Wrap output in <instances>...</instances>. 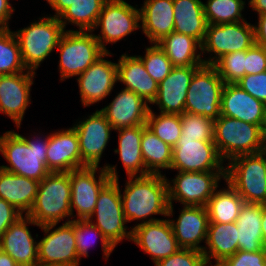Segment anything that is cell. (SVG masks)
Masks as SVG:
<instances>
[{"instance_id":"cell-1","label":"cell","mask_w":266,"mask_h":266,"mask_svg":"<svg viewBox=\"0 0 266 266\" xmlns=\"http://www.w3.org/2000/svg\"><path fill=\"white\" fill-rule=\"evenodd\" d=\"M125 184L121 200L127 222L142 220L138 224L151 223L162 220L148 219L152 215L168 216V183L165 174L130 176Z\"/></svg>"},{"instance_id":"cell-2","label":"cell","mask_w":266,"mask_h":266,"mask_svg":"<svg viewBox=\"0 0 266 266\" xmlns=\"http://www.w3.org/2000/svg\"><path fill=\"white\" fill-rule=\"evenodd\" d=\"M39 136L27 139L14 130L3 133L0 136V152L10 166L2 165L0 168L38 182L42 181L50 173L47 168L49 134L43 138Z\"/></svg>"},{"instance_id":"cell-3","label":"cell","mask_w":266,"mask_h":266,"mask_svg":"<svg viewBox=\"0 0 266 266\" xmlns=\"http://www.w3.org/2000/svg\"><path fill=\"white\" fill-rule=\"evenodd\" d=\"M70 172H50L39 182L32 208L27 216L37 225L59 223L72 219Z\"/></svg>"},{"instance_id":"cell-4","label":"cell","mask_w":266,"mask_h":266,"mask_svg":"<svg viewBox=\"0 0 266 266\" xmlns=\"http://www.w3.org/2000/svg\"><path fill=\"white\" fill-rule=\"evenodd\" d=\"M213 142L222 160L228 162L240 155L256 154L266 150V139L259 125L224 115H220L214 121Z\"/></svg>"},{"instance_id":"cell-5","label":"cell","mask_w":266,"mask_h":266,"mask_svg":"<svg viewBox=\"0 0 266 266\" xmlns=\"http://www.w3.org/2000/svg\"><path fill=\"white\" fill-rule=\"evenodd\" d=\"M65 32L58 18L45 16L18 31H13L21 51L22 61L28 71L34 72L58 47Z\"/></svg>"},{"instance_id":"cell-6","label":"cell","mask_w":266,"mask_h":266,"mask_svg":"<svg viewBox=\"0 0 266 266\" xmlns=\"http://www.w3.org/2000/svg\"><path fill=\"white\" fill-rule=\"evenodd\" d=\"M225 167V180L245 203L266 204V150L237 156Z\"/></svg>"},{"instance_id":"cell-7","label":"cell","mask_w":266,"mask_h":266,"mask_svg":"<svg viewBox=\"0 0 266 266\" xmlns=\"http://www.w3.org/2000/svg\"><path fill=\"white\" fill-rule=\"evenodd\" d=\"M57 49L61 81L79 76L105 53L92 31L74 29L65 30Z\"/></svg>"},{"instance_id":"cell-8","label":"cell","mask_w":266,"mask_h":266,"mask_svg":"<svg viewBox=\"0 0 266 266\" xmlns=\"http://www.w3.org/2000/svg\"><path fill=\"white\" fill-rule=\"evenodd\" d=\"M100 168L98 171V166H86L70 171L72 218L77 216V220H88L94 212L101 189L110 180L119 178L116 165L106 164ZM97 171L100 173L98 180ZM73 209L77 215H73Z\"/></svg>"},{"instance_id":"cell-9","label":"cell","mask_w":266,"mask_h":266,"mask_svg":"<svg viewBox=\"0 0 266 266\" xmlns=\"http://www.w3.org/2000/svg\"><path fill=\"white\" fill-rule=\"evenodd\" d=\"M225 83L212 64L201 65L188 87L185 112L216 120L221 115V94Z\"/></svg>"},{"instance_id":"cell-10","label":"cell","mask_w":266,"mask_h":266,"mask_svg":"<svg viewBox=\"0 0 266 266\" xmlns=\"http://www.w3.org/2000/svg\"><path fill=\"white\" fill-rule=\"evenodd\" d=\"M119 178L110 180L100 191L92 216L88 219L99 228L114 246L123 239L131 241L132 230L127 231V220L123 213ZM96 216V222L93 220ZM94 221V223H93Z\"/></svg>"},{"instance_id":"cell-11","label":"cell","mask_w":266,"mask_h":266,"mask_svg":"<svg viewBox=\"0 0 266 266\" xmlns=\"http://www.w3.org/2000/svg\"><path fill=\"white\" fill-rule=\"evenodd\" d=\"M225 176L226 172H178L173 180L167 179L168 218L173 216V201L182 206H206Z\"/></svg>"},{"instance_id":"cell-12","label":"cell","mask_w":266,"mask_h":266,"mask_svg":"<svg viewBox=\"0 0 266 266\" xmlns=\"http://www.w3.org/2000/svg\"><path fill=\"white\" fill-rule=\"evenodd\" d=\"M254 44V27L247 20L236 23L208 24L201 53L212 54L209 59H204V64H213L223 55L247 50ZM213 53L214 56H212Z\"/></svg>"},{"instance_id":"cell-13","label":"cell","mask_w":266,"mask_h":266,"mask_svg":"<svg viewBox=\"0 0 266 266\" xmlns=\"http://www.w3.org/2000/svg\"><path fill=\"white\" fill-rule=\"evenodd\" d=\"M140 9L124 0H107L101 10L94 27L101 29V34L95 35L101 48L108 52L106 44H115L135 30L141 28Z\"/></svg>"},{"instance_id":"cell-14","label":"cell","mask_w":266,"mask_h":266,"mask_svg":"<svg viewBox=\"0 0 266 266\" xmlns=\"http://www.w3.org/2000/svg\"><path fill=\"white\" fill-rule=\"evenodd\" d=\"M213 141H197L181 135L172 148L170 169L178 172H226Z\"/></svg>"},{"instance_id":"cell-15","label":"cell","mask_w":266,"mask_h":266,"mask_svg":"<svg viewBox=\"0 0 266 266\" xmlns=\"http://www.w3.org/2000/svg\"><path fill=\"white\" fill-rule=\"evenodd\" d=\"M57 223L40 226L46 234L38 242V264L39 265H70L78 266L76 240L73 227V219L70 222L54 229Z\"/></svg>"},{"instance_id":"cell-16","label":"cell","mask_w":266,"mask_h":266,"mask_svg":"<svg viewBox=\"0 0 266 266\" xmlns=\"http://www.w3.org/2000/svg\"><path fill=\"white\" fill-rule=\"evenodd\" d=\"M87 117L73 125L79 138L82 168L99 167L102 154L109 142L110 132L114 129L100 110Z\"/></svg>"},{"instance_id":"cell-17","label":"cell","mask_w":266,"mask_h":266,"mask_svg":"<svg viewBox=\"0 0 266 266\" xmlns=\"http://www.w3.org/2000/svg\"><path fill=\"white\" fill-rule=\"evenodd\" d=\"M111 55L109 51L105 52L76 78L84 107L105 99L118 82L117 63L103 59Z\"/></svg>"},{"instance_id":"cell-18","label":"cell","mask_w":266,"mask_h":266,"mask_svg":"<svg viewBox=\"0 0 266 266\" xmlns=\"http://www.w3.org/2000/svg\"><path fill=\"white\" fill-rule=\"evenodd\" d=\"M131 230V241L149 254L154 264L181 249L173 234L169 219L137 224Z\"/></svg>"},{"instance_id":"cell-19","label":"cell","mask_w":266,"mask_h":266,"mask_svg":"<svg viewBox=\"0 0 266 266\" xmlns=\"http://www.w3.org/2000/svg\"><path fill=\"white\" fill-rule=\"evenodd\" d=\"M36 73L25 71L0 75V113L7 115L20 128L30 102V91Z\"/></svg>"},{"instance_id":"cell-20","label":"cell","mask_w":266,"mask_h":266,"mask_svg":"<svg viewBox=\"0 0 266 266\" xmlns=\"http://www.w3.org/2000/svg\"><path fill=\"white\" fill-rule=\"evenodd\" d=\"M199 67H173L169 75L158 83V92L151 104H156L160 113L178 115L184 113L188 87L195 71Z\"/></svg>"},{"instance_id":"cell-21","label":"cell","mask_w":266,"mask_h":266,"mask_svg":"<svg viewBox=\"0 0 266 266\" xmlns=\"http://www.w3.org/2000/svg\"><path fill=\"white\" fill-rule=\"evenodd\" d=\"M37 225L24 215L2 234L0 249L10 255L19 266H38V242L32 237L28 225Z\"/></svg>"},{"instance_id":"cell-22","label":"cell","mask_w":266,"mask_h":266,"mask_svg":"<svg viewBox=\"0 0 266 266\" xmlns=\"http://www.w3.org/2000/svg\"><path fill=\"white\" fill-rule=\"evenodd\" d=\"M266 105L251 96L236 83L224 85L221 94V115L238 119L262 129L265 123Z\"/></svg>"},{"instance_id":"cell-23","label":"cell","mask_w":266,"mask_h":266,"mask_svg":"<svg viewBox=\"0 0 266 266\" xmlns=\"http://www.w3.org/2000/svg\"><path fill=\"white\" fill-rule=\"evenodd\" d=\"M131 90L122 89L109 105L100 109L114 131L146 124L151 106Z\"/></svg>"},{"instance_id":"cell-24","label":"cell","mask_w":266,"mask_h":266,"mask_svg":"<svg viewBox=\"0 0 266 266\" xmlns=\"http://www.w3.org/2000/svg\"><path fill=\"white\" fill-rule=\"evenodd\" d=\"M47 168L50 172H70L82 168L79 138L73 127L49 134Z\"/></svg>"},{"instance_id":"cell-25","label":"cell","mask_w":266,"mask_h":266,"mask_svg":"<svg viewBox=\"0 0 266 266\" xmlns=\"http://www.w3.org/2000/svg\"><path fill=\"white\" fill-rule=\"evenodd\" d=\"M177 221L169 219L173 234L181 248L203 251L200 243L207 238L209 217L206 206H183Z\"/></svg>"},{"instance_id":"cell-26","label":"cell","mask_w":266,"mask_h":266,"mask_svg":"<svg viewBox=\"0 0 266 266\" xmlns=\"http://www.w3.org/2000/svg\"><path fill=\"white\" fill-rule=\"evenodd\" d=\"M62 23L79 27V31H94L102 7L107 0H46ZM68 21V22H67Z\"/></svg>"},{"instance_id":"cell-27","label":"cell","mask_w":266,"mask_h":266,"mask_svg":"<svg viewBox=\"0 0 266 266\" xmlns=\"http://www.w3.org/2000/svg\"><path fill=\"white\" fill-rule=\"evenodd\" d=\"M117 79L126 87L142 97L149 105L154 101L158 92L156 82L146 71L142 60L137 56L124 53L117 63Z\"/></svg>"},{"instance_id":"cell-28","label":"cell","mask_w":266,"mask_h":266,"mask_svg":"<svg viewBox=\"0 0 266 266\" xmlns=\"http://www.w3.org/2000/svg\"><path fill=\"white\" fill-rule=\"evenodd\" d=\"M173 14V0L144 1L140 8V24L151 44L174 32Z\"/></svg>"},{"instance_id":"cell-29","label":"cell","mask_w":266,"mask_h":266,"mask_svg":"<svg viewBox=\"0 0 266 266\" xmlns=\"http://www.w3.org/2000/svg\"><path fill=\"white\" fill-rule=\"evenodd\" d=\"M202 253L207 266H217L224 259L231 257L238 251V230L236 222H209L207 238ZM212 258L215 264L212 265Z\"/></svg>"},{"instance_id":"cell-30","label":"cell","mask_w":266,"mask_h":266,"mask_svg":"<svg viewBox=\"0 0 266 266\" xmlns=\"http://www.w3.org/2000/svg\"><path fill=\"white\" fill-rule=\"evenodd\" d=\"M39 182L0 168V198L25 215L35 201Z\"/></svg>"},{"instance_id":"cell-31","label":"cell","mask_w":266,"mask_h":266,"mask_svg":"<svg viewBox=\"0 0 266 266\" xmlns=\"http://www.w3.org/2000/svg\"><path fill=\"white\" fill-rule=\"evenodd\" d=\"M146 126V124H143L115 130L118 131V148L114 152L115 154H119L128 177L149 174L146 170L141 152V139L143 129Z\"/></svg>"},{"instance_id":"cell-32","label":"cell","mask_w":266,"mask_h":266,"mask_svg":"<svg viewBox=\"0 0 266 266\" xmlns=\"http://www.w3.org/2000/svg\"><path fill=\"white\" fill-rule=\"evenodd\" d=\"M174 32L189 35L201 44L204 41L207 21L201 0H173Z\"/></svg>"},{"instance_id":"cell-33","label":"cell","mask_w":266,"mask_h":266,"mask_svg":"<svg viewBox=\"0 0 266 266\" xmlns=\"http://www.w3.org/2000/svg\"><path fill=\"white\" fill-rule=\"evenodd\" d=\"M263 204L244 203L236 220L238 250L255 252L265 249L261 230Z\"/></svg>"},{"instance_id":"cell-34","label":"cell","mask_w":266,"mask_h":266,"mask_svg":"<svg viewBox=\"0 0 266 266\" xmlns=\"http://www.w3.org/2000/svg\"><path fill=\"white\" fill-rule=\"evenodd\" d=\"M157 44L174 67L201 66L204 64V59H201L202 53L196 54L197 49L201 51L202 44L189 35L171 32Z\"/></svg>"},{"instance_id":"cell-35","label":"cell","mask_w":266,"mask_h":266,"mask_svg":"<svg viewBox=\"0 0 266 266\" xmlns=\"http://www.w3.org/2000/svg\"><path fill=\"white\" fill-rule=\"evenodd\" d=\"M224 181L227 183V189H216L206 205L209 222H236L245 203L235 189L226 180Z\"/></svg>"},{"instance_id":"cell-36","label":"cell","mask_w":266,"mask_h":266,"mask_svg":"<svg viewBox=\"0 0 266 266\" xmlns=\"http://www.w3.org/2000/svg\"><path fill=\"white\" fill-rule=\"evenodd\" d=\"M141 152L149 174L161 175L160 169H170L172 147L157 137L147 126L143 129Z\"/></svg>"},{"instance_id":"cell-37","label":"cell","mask_w":266,"mask_h":266,"mask_svg":"<svg viewBox=\"0 0 266 266\" xmlns=\"http://www.w3.org/2000/svg\"><path fill=\"white\" fill-rule=\"evenodd\" d=\"M243 0H207L203 9L207 24H226L245 21Z\"/></svg>"},{"instance_id":"cell-38","label":"cell","mask_w":266,"mask_h":266,"mask_svg":"<svg viewBox=\"0 0 266 266\" xmlns=\"http://www.w3.org/2000/svg\"><path fill=\"white\" fill-rule=\"evenodd\" d=\"M17 38L10 28L0 29V75L25 72Z\"/></svg>"},{"instance_id":"cell-39","label":"cell","mask_w":266,"mask_h":266,"mask_svg":"<svg viewBox=\"0 0 266 266\" xmlns=\"http://www.w3.org/2000/svg\"><path fill=\"white\" fill-rule=\"evenodd\" d=\"M73 227L79 260H81V257H89L88 248L93 245V241L96 242V237L100 238L102 251L104 253L103 257L108 260V257L110 256L115 247L106 239V237L102 234L99 228H97L89 220L77 219H73Z\"/></svg>"},{"instance_id":"cell-40","label":"cell","mask_w":266,"mask_h":266,"mask_svg":"<svg viewBox=\"0 0 266 266\" xmlns=\"http://www.w3.org/2000/svg\"><path fill=\"white\" fill-rule=\"evenodd\" d=\"M146 125L153 133L167 143L175 147L182 134L180 115L178 114H155L150 108Z\"/></svg>"},{"instance_id":"cell-41","label":"cell","mask_w":266,"mask_h":266,"mask_svg":"<svg viewBox=\"0 0 266 266\" xmlns=\"http://www.w3.org/2000/svg\"><path fill=\"white\" fill-rule=\"evenodd\" d=\"M182 134L184 138L197 141H213L214 120L205 116L184 112L180 115Z\"/></svg>"},{"instance_id":"cell-42","label":"cell","mask_w":266,"mask_h":266,"mask_svg":"<svg viewBox=\"0 0 266 266\" xmlns=\"http://www.w3.org/2000/svg\"><path fill=\"white\" fill-rule=\"evenodd\" d=\"M145 49V56L138 55V57L142 60L148 74L160 83L169 75L174 66L157 43H152Z\"/></svg>"},{"instance_id":"cell-43","label":"cell","mask_w":266,"mask_h":266,"mask_svg":"<svg viewBox=\"0 0 266 266\" xmlns=\"http://www.w3.org/2000/svg\"><path fill=\"white\" fill-rule=\"evenodd\" d=\"M212 65L225 84L236 83L245 75V50L223 55Z\"/></svg>"},{"instance_id":"cell-44","label":"cell","mask_w":266,"mask_h":266,"mask_svg":"<svg viewBox=\"0 0 266 266\" xmlns=\"http://www.w3.org/2000/svg\"><path fill=\"white\" fill-rule=\"evenodd\" d=\"M155 266H207L202 251L181 248L174 254L158 261Z\"/></svg>"},{"instance_id":"cell-45","label":"cell","mask_w":266,"mask_h":266,"mask_svg":"<svg viewBox=\"0 0 266 266\" xmlns=\"http://www.w3.org/2000/svg\"><path fill=\"white\" fill-rule=\"evenodd\" d=\"M217 266H266V248L255 252L238 250Z\"/></svg>"},{"instance_id":"cell-46","label":"cell","mask_w":266,"mask_h":266,"mask_svg":"<svg viewBox=\"0 0 266 266\" xmlns=\"http://www.w3.org/2000/svg\"><path fill=\"white\" fill-rule=\"evenodd\" d=\"M236 84L266 105V71L244 75Z\"/></svg>"},{"instance_id":"cell-47","label":"cell","mask_w":266,"mask_h":266,"mask_svg":"<svg viewBox=\"0 0 266 266\" xmlns=\"http://www.w3.org/2000/svg\"><path fill=\"white\" fill-rule=\"evenodd\" d=\"M245 75L266 71V48L254 44L245 50Z\"/></svg>"},{"instance_id":"cell-48","label":"cell","mask_w":266,"mask_h":266,"mask_svg":"<svg viewBox=\"0 0 266 266\" xmlns=\"http://www.w3.org/2000/svg\"><path fill=\"white\" fill-rule=\"evenodd\" d=\"M23 214L14 206L0 198V237Z\"/></svg>"},{"instance_id":"cell-49","label":"cell","mask_w":266,"mask_h":266,"mask_svg":"<svg viewBox=\"0 0 266 266\" xmlns=\"http://www.w3.org/2000/svg\"><path fill=\"white\" fill-rule=\"evenodd\" d=\"M253 27L255 44L266 48V13L258 15V23Z\"/></svg>"},{"instance_id":"cell-50","label":"cell","mask_w":266,"mask_h":266,"mask_svg":"<svg viewBox=\"0 0 266 266\" xmlns=\"http://www.w3.org/2000/svg\"><path fill=\"white\" fill-rule=\"evenodd\" d=\"M15 9L10 4L9 0H0V29L9 28L8 21Z\"/></svg>"},{"instance_id":"cell-51","label":"cell","mask_w":266,"mask_h":266,"mask_svg":"<svg viewBox=\"0 0 266 266\" xmlns=\"http://www.w3.org/2000/svg\"><path fill=\"white\" fill-rule=\"evenodd\" d=\"M248 2L252 10H255L258 15L266 13V0H249Z\"/></svg>"},{"instance_id":"cell-52","label":"cell","mask_w":266,"mask_h":266,"mask_svg":"<svg viewBox=\"0 0 266 266\" xmlns=\"http://www.w3.org/2000/svg\"><path fill=\"white\" fill-rule=\"evenodd\" d=\"M0 266H19L15 260L0 249Z\"/></svg>"},{"instance_id":"cell-53","label":"cell","mask_w":266,"mask_h":266,"mask_svg":"<svg viewBox=\"0 0 266 266\" xmlns=\"http://www.w3.org/2000/svg\"><path fill=\"white\" fill-rule=\"evenodd\" d=\"M261 230L263 236V243L266 247V204H263Z\"/></svg>"},{"instance_id":"cell-54","label":"cell","mask_w":266,"mask_h":266,"mask_svg":"<svg viewBox=\"0 0 266 266\" xmlns=\"http://www.w3.org/2000/svg\"><path fill=\"white\" fill-rule=\"evenodd\" d=\"M263 134H264V137L266 139V114H265V123H264V126H263Z\"/></svg>"},{"instance_id":"cell-55","label":"cell","mask_w":266,"mask_h":266,"mask_svg":"<svg viewBox=\"0 0 266 266\" xmlns=\"http://www.w3.org/2000/svg\"><path fill=\"white\" fill-rule=\"evenodd\" d=\"M38 266H70V265H60V264H55V265H38Z\"/></svg>"}]
</instances>
